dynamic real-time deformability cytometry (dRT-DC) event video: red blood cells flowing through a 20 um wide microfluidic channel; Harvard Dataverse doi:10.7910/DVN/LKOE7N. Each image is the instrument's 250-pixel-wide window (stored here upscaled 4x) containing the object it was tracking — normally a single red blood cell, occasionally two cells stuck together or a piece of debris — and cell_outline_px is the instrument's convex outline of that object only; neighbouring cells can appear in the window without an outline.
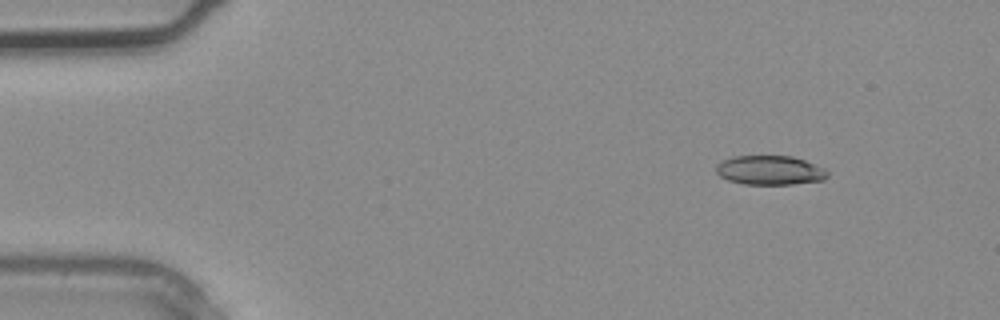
{"species": "common noctule bat (a hibernating species)", "species_latin": "Nyctalus noctula", "temperature_condition": "warm", "stored_images_in_passage": 4, "segment_of_instrument_passage": [2, 2], "camera_frame_rate_fps": 3000, "um_per_image_px": 0.085, "animal": {"sex": "male", "body_mass_g": 20.4}, "frame": {"image": 1, "passage_image": 4, "time_ms": 1.0, "image_size_px": [1000, 320], "cell_outline_px": [[828, 176], [824, 180], [792, 184], [744, 184], [728, 180], [720, 176], [716, 172], [716, 164], [732, 156], [792, 156], [804, 160], [824, 168], [828, 172]], "centroid_in_image_um": [65.44, 14.47], "position_along_channel_um": 19.6, "area_um2": 18.96}}